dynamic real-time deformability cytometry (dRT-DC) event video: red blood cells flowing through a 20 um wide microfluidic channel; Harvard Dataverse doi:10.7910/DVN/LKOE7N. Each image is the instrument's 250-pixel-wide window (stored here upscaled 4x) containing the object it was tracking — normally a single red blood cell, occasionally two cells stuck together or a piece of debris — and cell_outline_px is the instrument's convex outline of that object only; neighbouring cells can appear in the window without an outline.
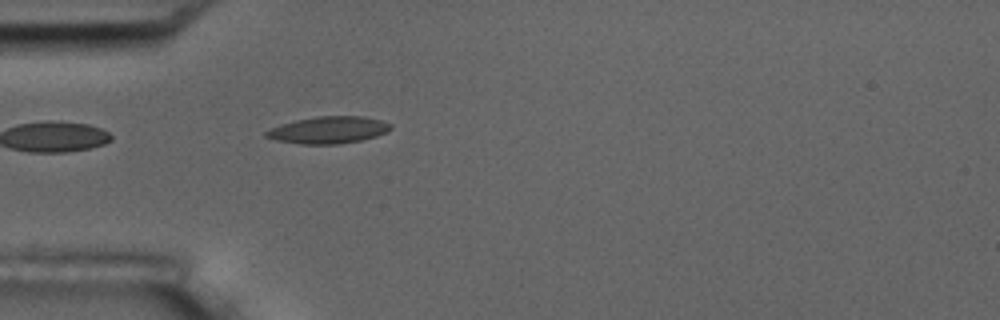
{"species": "common noctule bat (a hibernating species)", "species_latin": "Nyctalus noctula", "temperature_condition": "room temperature", "stored_images_in_passage": 5, "camera_frame_rate_fps": 3000, "um_per_image_px": 0.085, "animal": {"sex": "male", "body_mass_g": 17.5, "forearm_length_mm": 52.3}, "frame": {"image": 1, "passage_image": 5, "time_ms": 5.333, "image_size_px": [1000, 320], "cell_outline_px": [[392, 128], [388, 132], [376, 136], [360, 140], [336, 144], [300, 144], [276, 140], [264, 136], [264, 132], [280, 124], [296, 120], [316, 116], [364, 116], [380, 120], [392, 124]], "centroid_in_image_um": [27.92, 11.04], "position_along_channel_um": 57.1, "area_um2": 19.59}}